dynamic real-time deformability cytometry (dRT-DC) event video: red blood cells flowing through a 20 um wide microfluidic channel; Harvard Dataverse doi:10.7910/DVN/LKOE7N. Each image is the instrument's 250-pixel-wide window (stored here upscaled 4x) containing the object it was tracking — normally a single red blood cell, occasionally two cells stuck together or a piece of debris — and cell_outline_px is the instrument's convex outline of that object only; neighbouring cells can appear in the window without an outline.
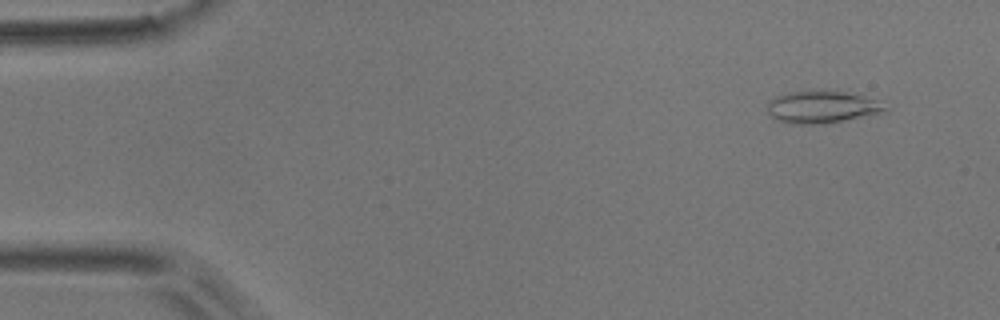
{"species": "common noctule bat (a hibernating species)", "species_latin": "Nyctalus noctula", "temperature_condition": "room temperature", "stored_images_in_passage": 3, "camera_frame_rate_fps": 3000, "um_per_image_px": 0.085, "animal": {"sex": "male", "body_mass_g": 17.9}, "frame": {"image": 1, "passage_image": 1, "time_ms": 0.0, "image_size_px": [1000, 320], "cell_outline_px": [[888, 112], [824, 124], [792, 124], [776, 120], [768, 112], [768, 100], [776, 96], [788, 92], [844, 92], [864, 96], [880, 100], [888, 108]], "centroid_in_image_um": [69.91, 9.12], "position_along_channel_um": 15.1, "area_um2": 22.08}}